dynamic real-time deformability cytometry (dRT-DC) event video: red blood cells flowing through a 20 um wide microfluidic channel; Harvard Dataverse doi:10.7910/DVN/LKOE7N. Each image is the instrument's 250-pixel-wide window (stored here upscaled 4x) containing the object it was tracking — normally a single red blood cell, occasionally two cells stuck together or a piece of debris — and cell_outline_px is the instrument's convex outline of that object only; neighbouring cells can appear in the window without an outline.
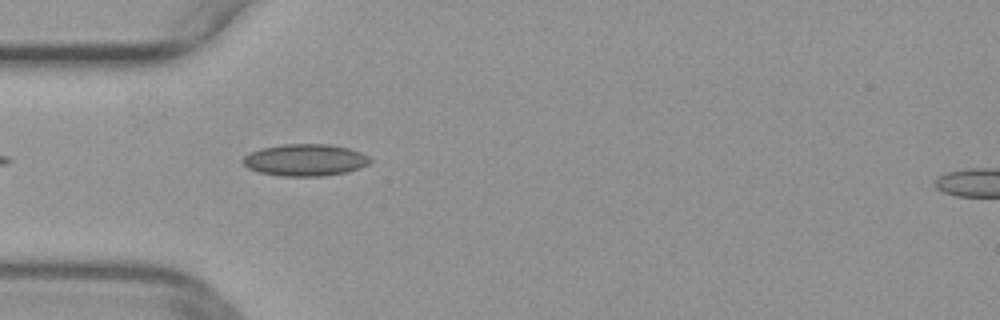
{"species": "common noctule bat (a hibernating species)", "species_latin": "Nyctalus noctula", "temperature_condition": "warm", "stored_images_in_passage": 19, "camera_frame_rate_fps": 3000, "um_per_image_px": 0.085, "animal": {"sex": "female", "body_mass_g": 29.2, "forearm_length_mm": 56.3}, "frame": {"image": 1, "passage_image": 2, "time_ms": 0.333, "image_size_px": [1000, 320], "cell_outline_px": [[372, 160], [368, 164], [360, 168], [348, 172], [324, 176], [280, 176], [260, 172], [248, 168], [240, 160], [244, 156], [260, 148], [284, 144], [332, 144], [348, 148], [360, 152], [368, 156]], "centroid_in_image_um": [25.95, 13.6], "position_along_channel_um": 59.1, "area_um2": 23.76}}
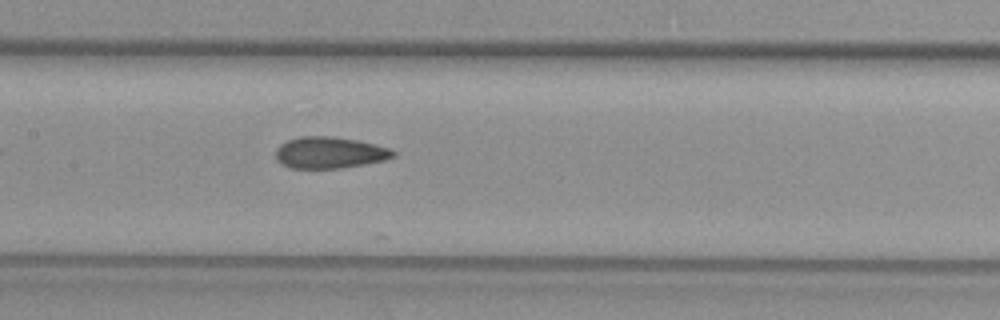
{"frame": {"image": 2, "passage_image": 11, "time_ms": 3.333, "image_size_px": [1000, 320], "cell_outline_px": [[396, 156], [384, 160], [364, 164], [340, 168], [288, 168], [280, 164], [276, 160], [276, 148], [280, 144], [288, 140], [300, 136], [332, 136], [356, 140], [388, 148], [396, 152]], "centroid_in_image_um": [27.97, 12.98], "position_along_channel_um": 179.4, "area_um2": 21.56}}
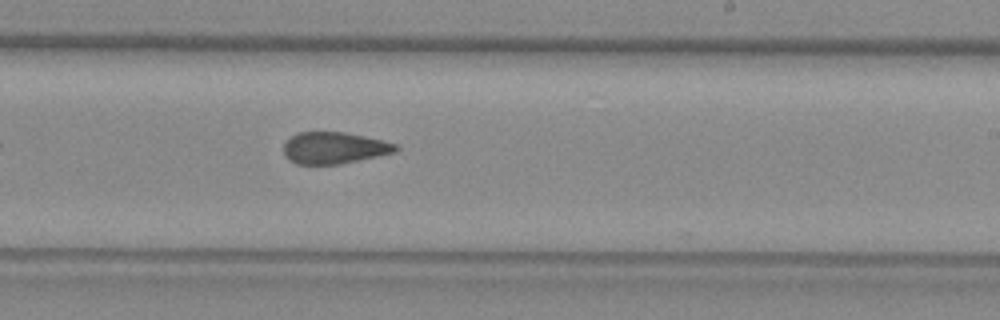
{"frame": {"image": 3, "passage_image": 17, "time_ms": 5.333, "image_size_px": [1000, 320], "cell_outline_px": [[400, 148], [392, 152], [356, 160], [336, 164], [296, 164], [288, 160], [284, 156], [284, 144], [292, 136], [300, 132], [344, 132], [364, 136], [396, 144]], "centroid_in_image_um": [28.34, 12.57], "position_along_channel_um": 260.7, "area_um2": 20.23}}